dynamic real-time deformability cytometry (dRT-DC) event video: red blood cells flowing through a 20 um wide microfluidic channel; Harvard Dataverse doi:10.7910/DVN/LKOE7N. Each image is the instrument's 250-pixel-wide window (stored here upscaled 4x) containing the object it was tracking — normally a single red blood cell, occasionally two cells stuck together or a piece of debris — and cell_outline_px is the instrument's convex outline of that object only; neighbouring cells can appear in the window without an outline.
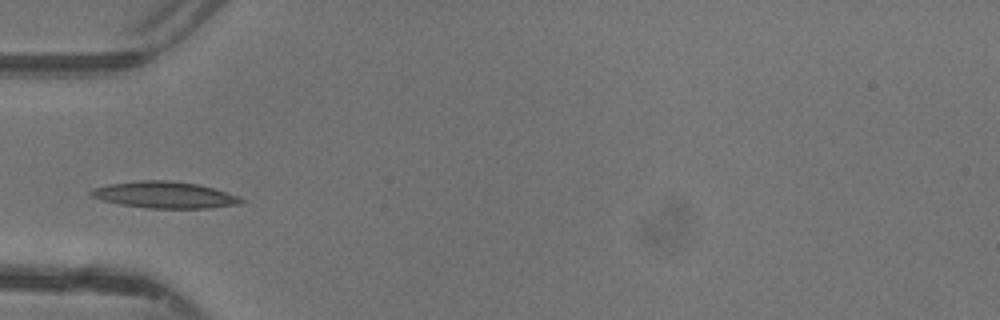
{"species": "common noctule bat (a hibernating species)", "species_latin": "Nyctalus noctula", "temperature_condition": "warm", "stored_images_in_passage": 32, "camera_frame_rate_fps": 3000, "um_per_image_px": 0.085, "animal": {"sex": "female"}, "frame": {"image": 1, "passage_image": 1, "time_ms": 0.0, "image_size_px": [1000, 320], "cell_outline_px": [[244, 204], [208, 208], [148, 208], [120, 204], [104, 200], [92, 196], [88, 192], [92, 188], [108, 184], [140, 180], [168, 180], [200, 184], [240, 196], [244, 200]], "centroid_in_image_um": [14.04, 16.56], "position_along_channel_um": 71.0, "area_um2": 23.35}}
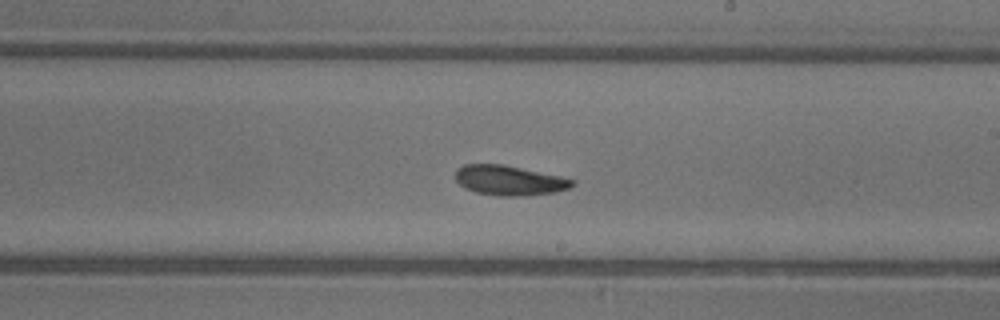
{"frame": {"image": 2, "passage_image": 13, "time_ms": 4.0, "image_size_px": [1000, 320], "cell_outline_px": [[576, 184], [568, 188], [556, 192], [528, 196], [496, 196], [476, 192], [464, 188], [456, 180], [456, 168], [464, 164], [504, 164], [560, 176], [576, 180]], "centroid_in_image_um": [43.3, 15.34], "position_along_channel_um": 245.7, "area_um2": 20.58}}
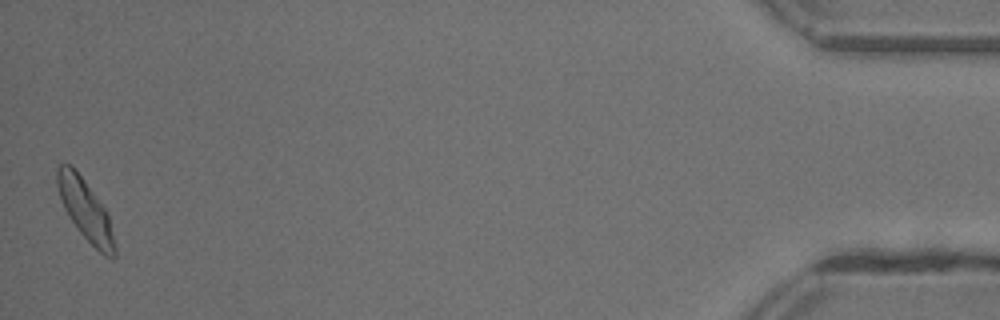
{"frame": {"image": 3, "passage_image": 32, "time_ms": 10.333, "image_size_px": [1000, 320], "cell_outline_px": [[116, 256], [112, 260], [104, 256], [80, 232], [64, 208], [56, 184], [56, 168], [60, 164], [72, 164], [108, 212], [116, 244]], "centroid_in_image_um": [7.29, 17.85], "position_along_channel_um": 427.9, "area_um2": 20.35}, "authors_computed_cell_mechanics": {"area_um2": 20.1433, "velocity_mm_per_s": 4.3702, "shape_relaxation_time_tau1_ms": 2.8466, "shape_relaxation_time_tau2_ms": 11.2248, "deformation_change_tau1": 0.1281, "deformation_change_tau2": 0.2245}}